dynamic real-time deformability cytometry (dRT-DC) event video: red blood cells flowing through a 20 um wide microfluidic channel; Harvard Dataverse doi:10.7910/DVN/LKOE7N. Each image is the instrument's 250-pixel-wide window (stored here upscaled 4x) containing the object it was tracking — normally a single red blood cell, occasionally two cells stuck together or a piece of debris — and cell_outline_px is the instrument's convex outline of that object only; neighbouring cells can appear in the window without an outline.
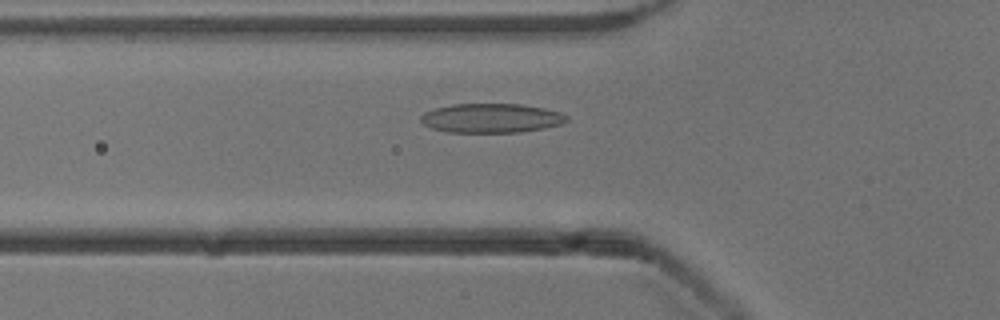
{"species": "common noctule bat (a hibernating species)", "species_latin": "Nyctalus noctula", "temperature_condition": "cold", "stored_images_in_passage": 39, "camera_frame_rate_fps": 3000, "um_per_image_px": 0.085, "animal": {"sex": "male", "body_mass_g": 13.3}, "frame": {"image": 1, "passage_image": 10, "time_ms": 3.0, "image_size_px": [1000, 320], "cell_outline_px": [[568, 120], [560, 124], [544, 128], [520, 132], [448, 132], [432, 128], [424, 124], [420, 120], [420, 116], [424, 112], [436, 108], [452, 104], [524, 104], [544, 108], [560, 112], [568, 116]], "centroid_in_image_um": [41.76, 10.03], "position_along_channel_um": 84.0, "area_um2": 24.85}}
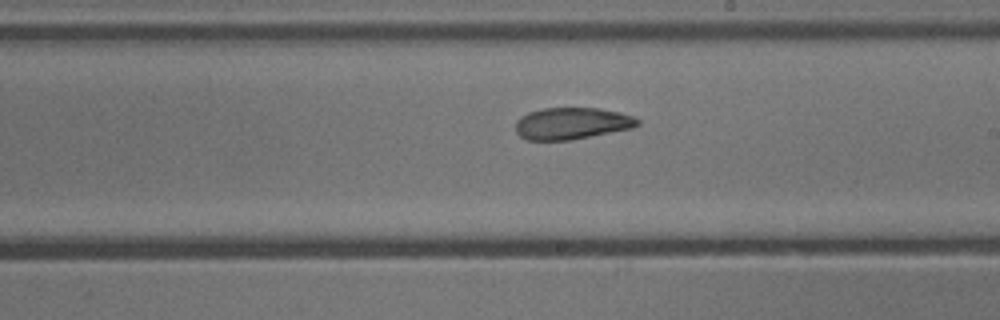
{"frame": {"image": 2, "passage_image": 22, "time_ms": 7.0, "image_size_px": [1000, 320], "cell_outline_px": [[640, 124], [632, 128], [568, 140], [528, 140], [520, 136], [516, 132], [516, 120], [520, 116], [528, 112], [544, 108], [600, 108], [620, 112], [632, 116], [640, 120]], "centroid_in_image_um": [48.59, 10.48], "position_along_channel_um": 240.4, "area_um2": 22.54}}
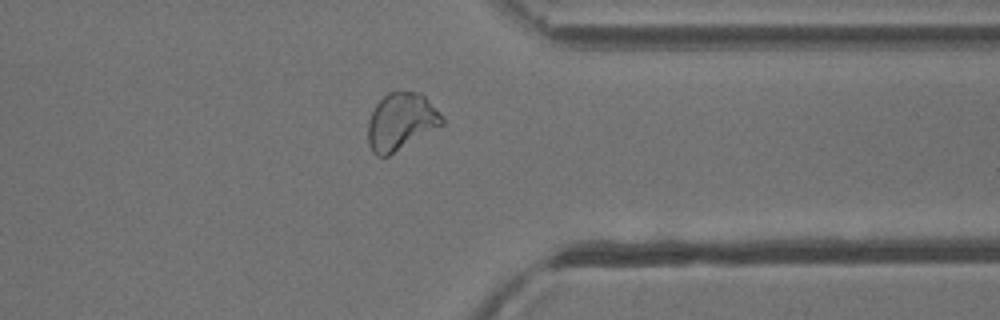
{"frame": {"image": 3, "passage_image": 33, "time_ms": 10.667, "image_size_px": [1000, 320], "cell_outline_px": [[444, 124], [388, 156], [376, 156], [372, 152], [368, 144], [368, 120], [376, 104], [388, 92], [420, 92], [444, 116]], "centroid_in_image_um": [34.08, 10.34], "position_along_channel_um": 377.3, "area_um2": 24.62}, "authors_computed_cell_mechanics": {"area_um2": 24.0448, "velocity_mm_per_s": 3.8868, "shape_relaxation_time_tau1_ms": 5.3174, "shape_relaxation_time_tau2_ms": 2.6615, "deformation_change_tau1": 0.138, "deformation_change_tau2": 0.0862}}